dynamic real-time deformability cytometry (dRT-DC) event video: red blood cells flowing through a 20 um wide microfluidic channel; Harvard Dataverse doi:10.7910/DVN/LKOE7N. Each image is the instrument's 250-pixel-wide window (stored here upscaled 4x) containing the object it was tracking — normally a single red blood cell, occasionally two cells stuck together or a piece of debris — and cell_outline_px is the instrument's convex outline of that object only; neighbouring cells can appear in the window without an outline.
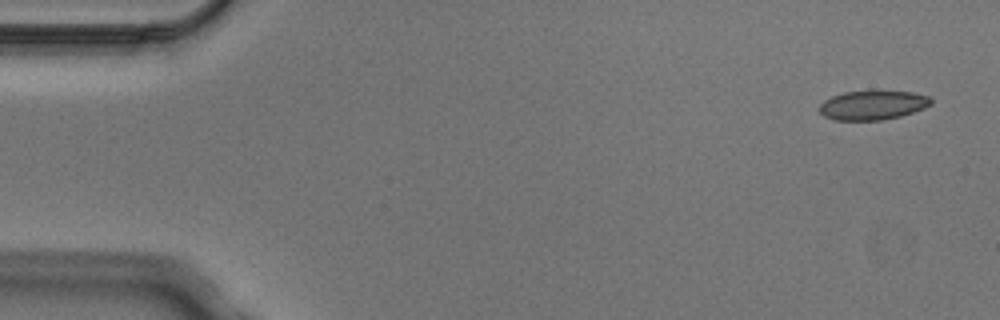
{"species": "Egyptian fruit bat (a non-hibernating species)", "species_latin": "Rousettus aegyptiacus", "temperature_condition": "cold", "stored_images_in_passage": 8, "camera_frame_rate_fps": 3000, "um_per_image_px": 0.085, "animal": {"sex": "male"}, "frame": {"image": 1, "passage_image": 1, "time_ms": 0.0, "image_size_px": [1000, 320], "cell_outline_px": [[932, 104], [924, 108], [900, 116], [880, 120], [836, 120], [824, 116], [820, 112], [820, 104], [824, 100], [832, 96], [844, 92], [912, 92], [928, 96], [932, 100]], "centroid_in_image_um": [74.17, 8.95], "position_along_channel_um": 10.8, "area_um2": 18.61}}
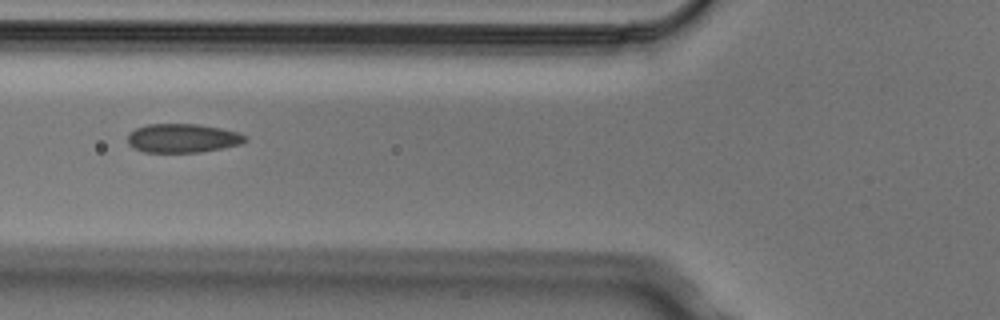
{"frame": {"image": 2, "passage_image": 5, "time_ms": 1.333, "image_size_px": [1000, 320], "cell_outline_px": [[248, 140], [240, 144], [200, 152], [144, 152], [128, 144], [128, 132], [136, 128], [148, 124], [196, 124], [220, 128], [236, 132], [248, 136]], "centroid_in_image_um": [15.51, 11.74], "position_along_channel_um": 110.3, "area_um2": 19.65}}
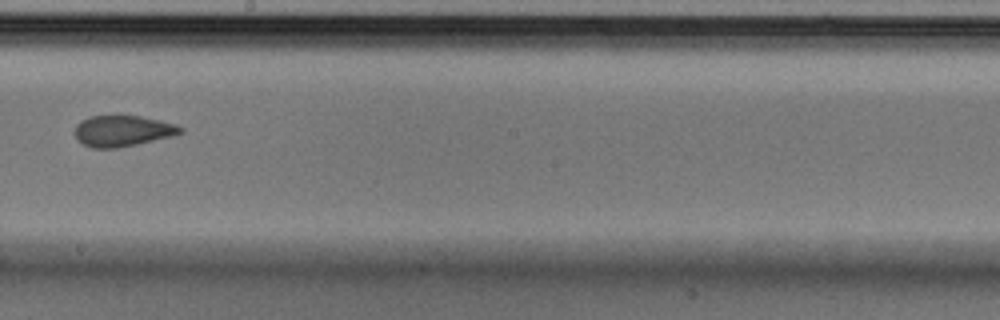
{"frame": {"image": 3, "passage_image": 8, "time_ms": 2.333, "image_size_px": [1000, 320], "cell_outline_px": [[184, 132], [172, 136], [120, 148], [92, 148], [80, 144], [76, 140], [76, 124], [80, 120], [88, 116], [116, 112], [140, 116], [176, 124], [184, 128]], "centroid_in_image_um": [10.38, 11.09], "position_along_channel_um": 237.8, "area_um2": 20.0}}